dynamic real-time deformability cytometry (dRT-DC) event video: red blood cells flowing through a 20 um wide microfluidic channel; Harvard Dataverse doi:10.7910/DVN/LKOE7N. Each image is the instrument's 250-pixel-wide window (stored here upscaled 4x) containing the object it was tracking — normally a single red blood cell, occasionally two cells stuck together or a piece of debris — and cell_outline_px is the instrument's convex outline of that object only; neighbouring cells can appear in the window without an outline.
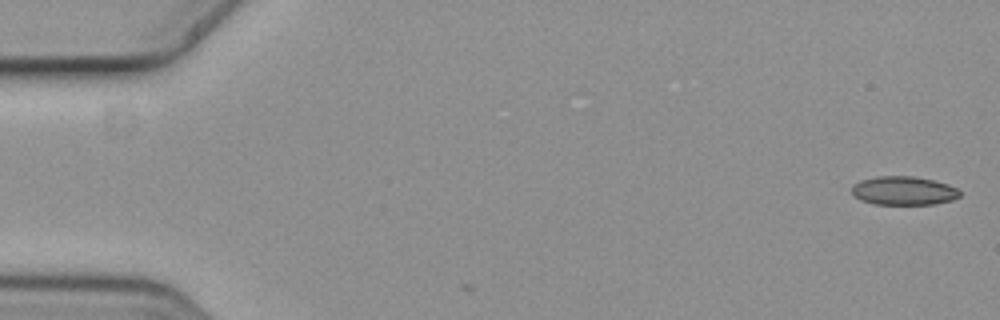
{"species": "common noctule bat (a hibernating species)", "species_latin": "Nyctalus noctula", "temperature_condition": "cold", "stored_images_in_passage": 2, "camera_frame_rate_fps": 3000, "um_per_image_px": 0.085, "animal": {"sex": "female", "body_mass_g": 19.3, "forearm_length_mm": 54.1}, "frame": {"image": 1, "passage_image": 1, "time_ms": 0.0, "image_size_px": [1000, 320], "cell_outline_px": [[960, 196], [952, 200], [932, 204], [876, 204], [860, 200], [852, 192], [852, 184], [860, 180], [876, 176], [912, 176], [932, 180], [948, 184], [956, 188], [960, 192]], "centroid_in_image_um": [76.79, 16.2], "position_along_channel_um": 8.2, "area_um2": 17.98}}